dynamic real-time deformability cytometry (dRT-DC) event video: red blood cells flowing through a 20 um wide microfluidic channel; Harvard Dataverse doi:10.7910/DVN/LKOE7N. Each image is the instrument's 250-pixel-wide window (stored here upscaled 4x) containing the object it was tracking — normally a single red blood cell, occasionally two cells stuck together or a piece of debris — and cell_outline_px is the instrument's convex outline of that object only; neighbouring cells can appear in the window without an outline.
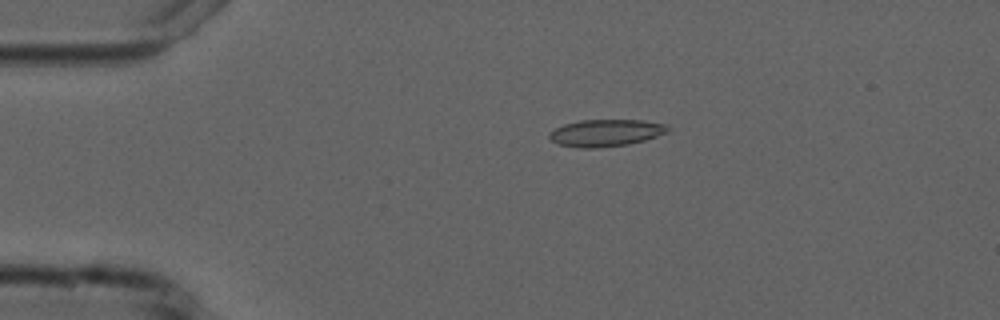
{"species": "common noctule bat (a hibernating species)", "species_latin": "Nyctalus noctula", "temperature_condition": "cold", "stored_images_in_passage": 3, "camera_frame_rate_fps": 3000, "um_per_image_px": 0.085, "animal": {"sex": "male", "forearm_length_mm": 52.5}, "frame": {"image": 1, "passage_image": 2, "time_ms": 1.0, "image_size_px": [1000, 320], "cell_outline_px": [[672, 128], [668, 132], [644, 140], [628, 144], [596, 148], [576, 148], [556, 144], [548, 136], [556, 128], [564, 124], [580, 120], [644, 120], [668, 124]], "centroid_in_image_um": [51.53, 11.29], "position_along_channel_um": 33.5, "area_um2": 18.79}}